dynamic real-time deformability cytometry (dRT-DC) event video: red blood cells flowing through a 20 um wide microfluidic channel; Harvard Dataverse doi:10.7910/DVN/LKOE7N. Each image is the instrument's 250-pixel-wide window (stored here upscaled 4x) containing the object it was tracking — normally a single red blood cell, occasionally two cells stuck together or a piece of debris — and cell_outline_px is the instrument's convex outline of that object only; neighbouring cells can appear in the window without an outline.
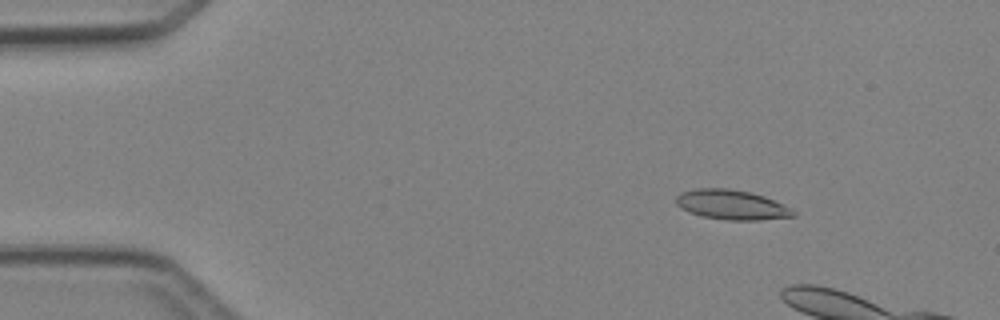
{"species": "Egyptian fruit bat (a non-hibernating species)", "species_latin": "Rousettus aegyptiacus", "temperature_condition": "cold", "stored_images_in_passage": 3, "camera_frame_rate_fps": 3000, "um_per_image_px": 0.085, "animal": {"sex": "female"}, "frame": {"image": 1, "passage_image": 1, "time_ms": 0.0, "image_size_px": [1000, 320], "cell_outline_px": [[796, 216], [760, 220], [728, 220], [700, 216], [688, 212], [680, 208], [676, 204], [676, 196], [680, 192], [696, 188], [728, 188], [752, 192], [764, 196], [792, 208], [796, 212]], "centroid_in_image_um": [62.18, 17.4], "position_along_channel_um": 22.8, "area_um2": 20.58}}